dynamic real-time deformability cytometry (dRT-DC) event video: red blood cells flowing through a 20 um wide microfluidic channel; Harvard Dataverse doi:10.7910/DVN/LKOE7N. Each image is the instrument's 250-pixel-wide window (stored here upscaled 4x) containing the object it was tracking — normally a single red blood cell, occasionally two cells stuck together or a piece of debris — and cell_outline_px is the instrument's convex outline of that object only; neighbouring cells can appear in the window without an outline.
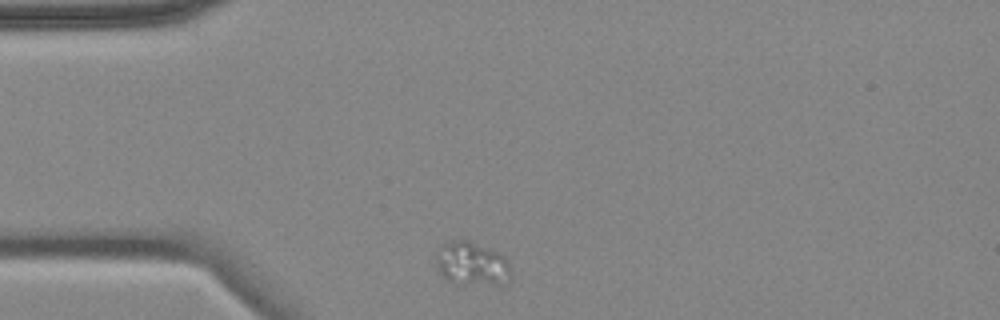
{"species": "common noctule bat (a hibernating species)", "species_latin": "Nyctalus noctula", "temperature_condition": "cold", "stored_images_in_passage": 3, "camera_frame_rate_fps": 3000, "um_per_image_px": 0.085, "animal": {"sex": "female", "body_mass_g": 18.4}, "frame": {"image": 1, "passage_image": 1, "time_ms": 0.0, "image_size_px": [1000, 320], "cell_outline_px": [[512, 280], [500, 284], [460, 284], [448, 280], [440, 272], [436, 264], [436, 256], [440, 244], [452, 240], [468, 240], [500, 252], [504, 256], [508, 264], [512, 276]], "centroid_in_image_um": [40.12, 22.4], "position_along_channel_um": 44.9, "area_um2": 19.19}}